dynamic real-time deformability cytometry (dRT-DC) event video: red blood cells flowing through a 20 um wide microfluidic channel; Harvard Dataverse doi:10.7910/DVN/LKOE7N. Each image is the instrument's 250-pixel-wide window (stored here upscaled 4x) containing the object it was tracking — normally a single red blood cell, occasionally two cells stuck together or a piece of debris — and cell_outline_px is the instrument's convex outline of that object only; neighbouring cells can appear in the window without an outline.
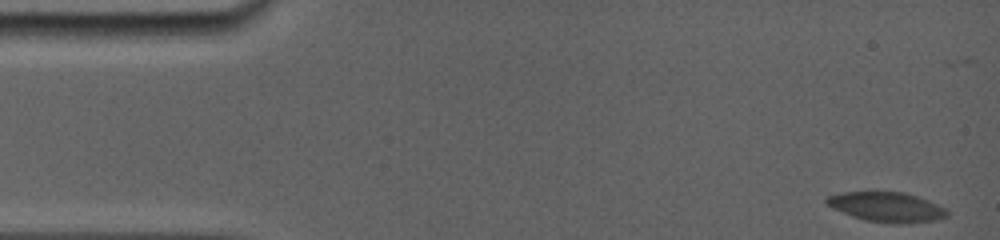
{"species": "common noctule bat (a hibernating species)", "species_latin": "Nyctalus noctula", "temperature_condition": "room temperature", "stored_images_in_passage": 8, "camera_frame_rate_fps": 5000, "um_per_image_px": 0.085, "animal": {"sex": "female", "body_mass_g": 19.0, "forearm_length_mm": 56.7}, "frame": {"image": 1, "passage_image": 1, "time_ms": 0.0, "image_size_px": [1000, 240], "cell_outline_px": [[948, 216], [936, 220], [900, 224], [896, 224], [864, 220], [852, 216], [832, 208], [824, 204], [824, 200], [828, 196], [840, 192], [904, 192], [928, 200], [944, 208], [948, 212]], "centroid_in_image_um": [75.33, 17.6], "position_along_channel_um": 9.7, "area_um2": 20.92}}
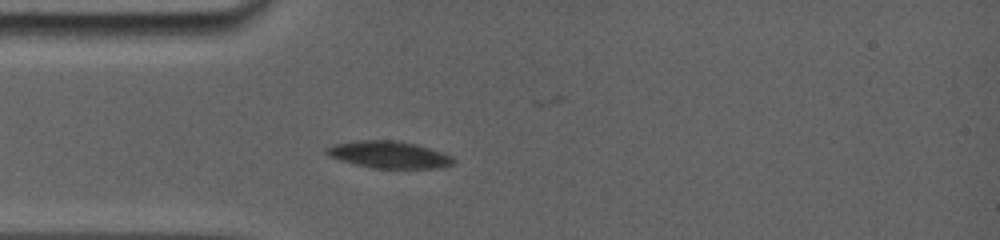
{"frame": {"image": 2, "passage_image": 5, "time_ms": 4.2, "image_size_px": [1000, 240], "cell_outline_px": [[456, 160], [452, 164], [444, 168], [372, 168], [340, 160], [328, 156], [324, 152], [324, 148], [336, 144], [356, 140], [396, 140], [416, 144], [452, 156]], "centroid_in_image_um": [33.05, 13.15], "position_along_channel_um": 52.0, "area_um2": 20.0}}
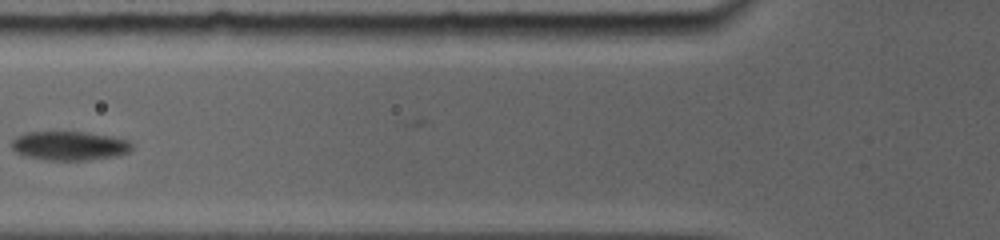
{"frame": {"image": 3, "passage_image": 7, "time_ms": 6.2, "image_size_px": [1000, 240], "cell_outline_px": [[132, 148], [128, 152], [116, 156], [88, 160], [44, 160], [24, 156], [16, 152], [12, 148], [12, 140], [16, 136], [24, 132], [84, 132], [108, 136], [128, 140], [132, 144]], "centroid_in_image_um": [5.86, 12.39], "position_along_channel_um": 119.9, "area_um2": 20.35}}